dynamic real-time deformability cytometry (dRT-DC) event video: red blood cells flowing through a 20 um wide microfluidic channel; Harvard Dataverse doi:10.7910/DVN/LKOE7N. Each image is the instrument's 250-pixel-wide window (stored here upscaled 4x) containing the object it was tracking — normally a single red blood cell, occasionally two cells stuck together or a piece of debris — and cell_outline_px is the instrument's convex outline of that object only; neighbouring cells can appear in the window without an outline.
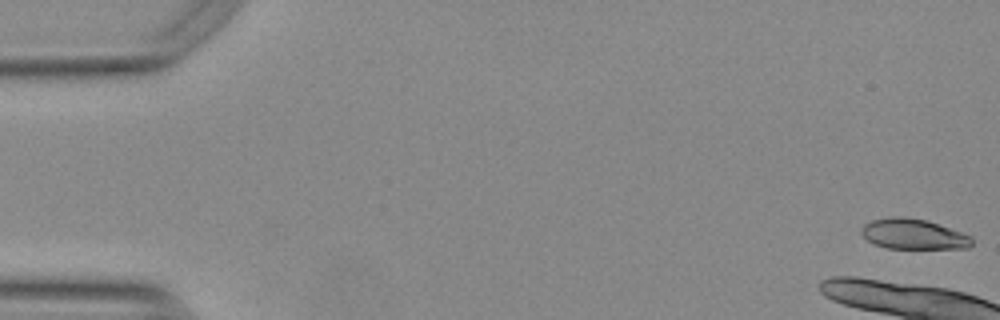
{"species": "Egyptian fruit bat (a non-hibernating species)", "species_latin": "Rousettus aegyptiacus", "temperature_condition": "warm", "stored_images_in_passage": 16, "camera_frame_rate_fps": 3000, "um_per_image_px": 0.085, "animal": {"sex": "female"}, "frame": {"image": 1, "passage_image": 1, "time_ms": 0.0, "image_size_px": [1000, 320], "cell_outline_px": [[972, 244], [968, 248], [888, 248], [872, 244], [860, 232], [860, 228], [864, 224], [872, 220], [888, 216], [900, 216], [928, 220], [972, 236]], "centroid_in_image_um": [77.61, 19.89], "position_along_channel_um": 7.4, "area_um2": 19.65}}